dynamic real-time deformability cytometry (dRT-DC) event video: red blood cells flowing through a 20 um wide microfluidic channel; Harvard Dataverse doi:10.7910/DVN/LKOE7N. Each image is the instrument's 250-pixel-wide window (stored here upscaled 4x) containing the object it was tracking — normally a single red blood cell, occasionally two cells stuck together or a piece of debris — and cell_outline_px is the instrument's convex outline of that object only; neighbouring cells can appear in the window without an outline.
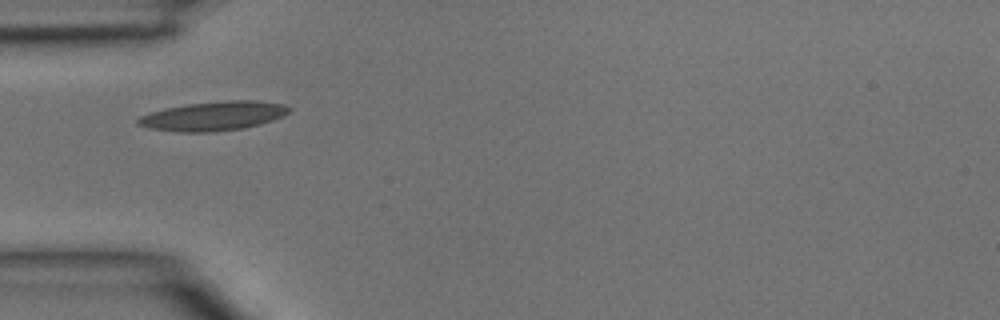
{"species": "common noctule bat (a hibernating species)", "species_latin": "Nyctalus noctula", "temperature_condition": "room temperature", "stored_images_in_passage": 3, "camera_frame_rate_fps": 3000, "um_per_image_px": 0.085, "animal": {"sex": "male", "body_mass_g": 15.6}, "frame": {"image": 1, "passage_image": 3, "time_ms": 0.667, "image_size_px": [1000, 320], "cell_outline_px": [[292, 108], [284, 116], [260, 124], [244, 128], [208, 132], [180, 132], [148, 128], [136, 124], [136, 120], [140, 116], [164, 108], [188, 104], [228, 100], [256, 100], [284, 104]], "centroid_in_image_um": [18.15, 9.86], "position_along_channel_um": 66.9, "area_um2": 25.66}}